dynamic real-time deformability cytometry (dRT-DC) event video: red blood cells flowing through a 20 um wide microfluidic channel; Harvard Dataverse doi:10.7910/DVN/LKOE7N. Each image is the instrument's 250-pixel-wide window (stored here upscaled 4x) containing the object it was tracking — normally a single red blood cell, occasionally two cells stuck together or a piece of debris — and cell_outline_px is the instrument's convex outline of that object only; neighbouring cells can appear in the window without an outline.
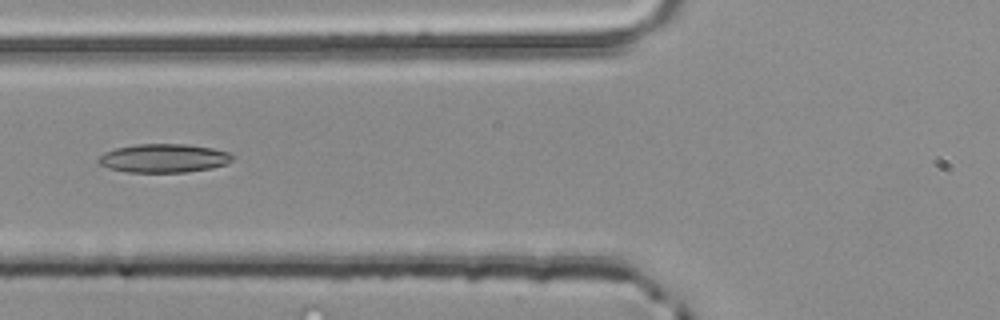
{"species": "common noctule bat (a hibernating species)", "species_latin": "Nyctalus noctula", "temperature_condition": "room temperature", "stored_images_in_passage": 28, "camera_frame_rate_fps": 3000, "um_per_image_px": 0.085, "animal": {"sex": "male", "body_mass_g": 20.4}, "frame": {"image": 1, "passage_image": 4, "time_ms": 1.0, "image_size_px": [1000, 320], "cell_outline_px": [[232, 160], [224, 164], [212, 168], [184, 172], [128, 172], [108, 168], [100, 164], [96, 160], [104, 152], [116, 148], [136, 144], [184, 144], [212, 148], [228, 152], [232, 156]], "centroid_in_image_um": [13.88, 13.45], "position_along_channel_um": 111.9, "area_um2": 22.2}}
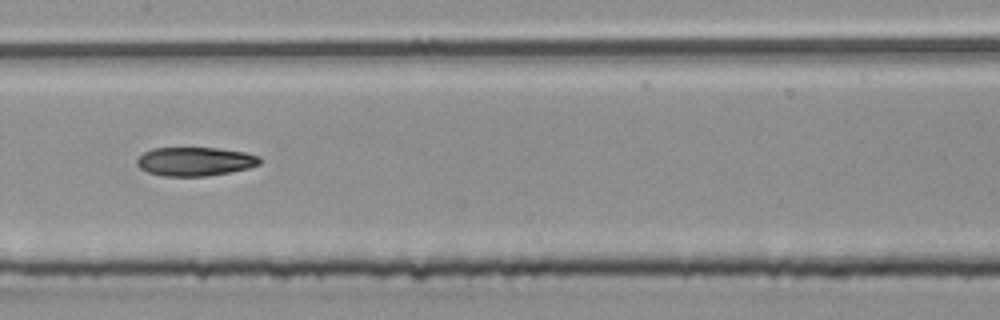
{"frame": {"image": 2, "passage_image": 10, "time_ms": 3.0, "image_size_px": [1000, 320], "cell_outline_px": [[264, 160], [260, 164], [248, 168], [208, 176], [164, 176], [148, 172], [140, 168], [136, 164], [136, 160], [144, 152], [152, 148], [216, 148], [244, 152], [260, 156]], "centroid_in_image_um": [16.59, 13.72], "position_along_channel_um": 190.8, "area_um2": 20.63}}
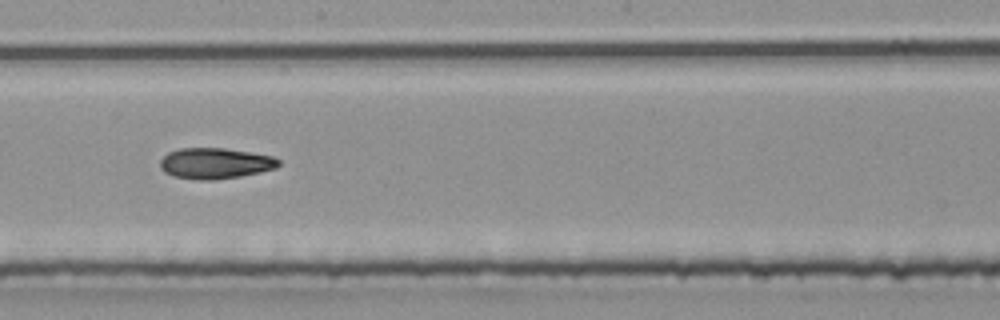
{"frame": {"image": 3, "passage_image": 13, "time_ms": 4.0, "image_size_px": [1000, 320], "cell_outline_px": [[280, 164], [276, 168], [260, 172], [240, 176], [212, 180], [200, 180], [172, 176], [164, 172], [160, 168], [160, 160], [168, 152], [180, 148], [224, 148], [272, 156], [280, 160]], "centroid_in_image_um": [18.27, 13.88], "position_along_channel_um": 229.9, "area_um2": 21.27}, "authors_computed_cell_mechanics": {"area_um2": 21.097, "velocity_mm_per_s": 3.9267, "shape_relaxation_time_tau1_ms": null, "shape_relaxation_time_tau2_ms": 7.286, "deformation_change_tau1": null, "deformation_change_tau2": 0.1655}}